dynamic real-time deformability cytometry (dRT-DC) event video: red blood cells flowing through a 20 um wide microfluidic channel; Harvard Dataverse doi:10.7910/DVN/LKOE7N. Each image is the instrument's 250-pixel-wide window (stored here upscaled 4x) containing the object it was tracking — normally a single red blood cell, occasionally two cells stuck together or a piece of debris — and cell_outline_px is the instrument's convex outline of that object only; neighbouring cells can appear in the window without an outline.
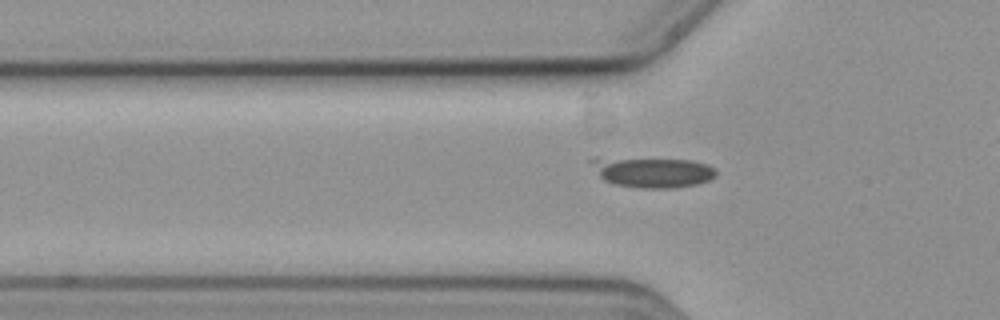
{"species": "common noctule bat (a hibernating species)", "species_latin": "Nyctalus noctula", "temperature_condition": "cold", "stored_images_in_passage": 40, "camera_frame_rate_fps": 3000, "um_per_image_px": 0.085, "animal": {"sex": "female", "body_mass_g": 19.3, "forearm_length_mm": 54.1}, "frame": {"image": 1, "passage_image": 9, "time_ms": 2.667, "image_size_px": [1000, 320], "cell_outline_px": [[716, 176], [708, 180], [696, 184], [672, 188], [644, 188], [616, 184], [604, 180], [600, 176], [588, 160], [592, 156], [596, 156], [692, 160], [708, 164], [716, 172]], "centroid_in_image_um": [55.39, 14.6], "position_along_channel_um": 70.4, "area_um2": 22.37}}
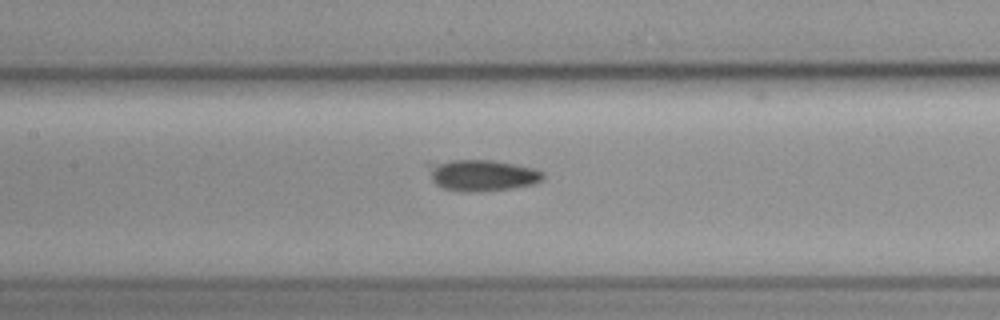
{"frame": {"image": 2, "passage_image": 17, "time_ms": 5.333, "image_size_px": [1000, 320], "cell_outline_px": [[544, 176], [540, 180], [532, 184], [512, 188], [444, 188], [436, 184], [432, 180], [428, 164], [428, 160], [492, 160], [516, 164], [532, 168], [544, 172]], "centroid_in_image_um": [40.95, 14.81], "position_along_channel_um": 166.5, "area_um2": 19.88}}
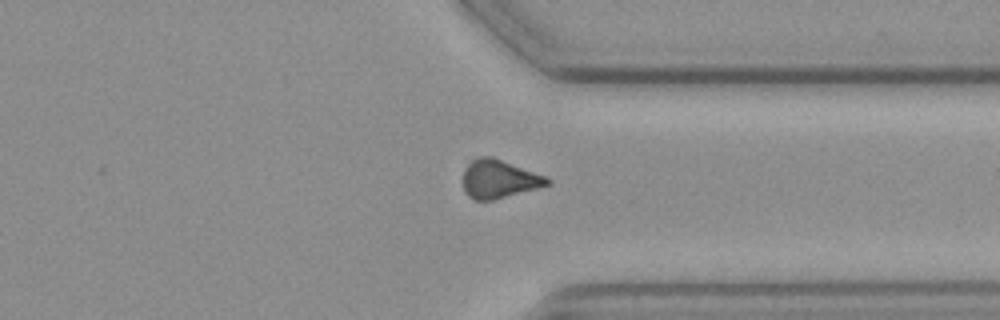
{"frame": {"image": 3, "passage_image": 34, "time_ms": 11.0, "image_size_px": [1000, 320], "cell_outline_px": [[552, 184], [492, 200], [472, 200], [464, 192], [460, 180], [464, 168], [472, 160], [480, 156], [492, 156], [548, 176], [552, 180]], "centroid_in_image_um": [42.39, 15.21], "position_along_channel_um": 369.0, "area_um2": 19.36}, "authors_computed_cell_mechanics": {"area_um2": 19.6231, "velocity_mm_per_s": 3.5952, "shape_relaxation_time_tau1_ms": 7.1121, "shape_relaxation_time_tau2_ms": null, "deformation_change_tau1": 0.1574, "deformation_change_tau2": null}}